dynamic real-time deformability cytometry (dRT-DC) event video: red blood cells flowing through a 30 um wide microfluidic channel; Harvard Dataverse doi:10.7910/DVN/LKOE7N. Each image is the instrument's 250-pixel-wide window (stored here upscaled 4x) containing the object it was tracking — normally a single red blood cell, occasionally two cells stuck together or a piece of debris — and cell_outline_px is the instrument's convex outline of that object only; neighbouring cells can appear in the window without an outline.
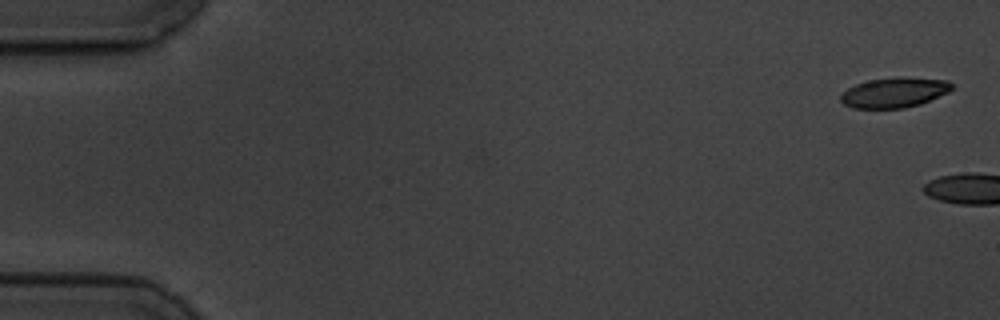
{"species": "common noctule bat (a hibernating species)", "species_latin": "Nyctalus noctula", "temperature_condition": "cold", "stored_images_in_passage": 8, "camera_frame_rate_fps": 3000, "um_per_image_px": 0.085, "animal": {"sex": "male", "body_mass_g": 19.5, "forearm_length_mm": 54.6}, "frame": {"image": 1, "passage_image": 1, "time_ms": 0.0, "image_size_px": [1000, 320], "cell_outline_px": [[956, 88], [948, 92], [920, 104], [904, 108], [852, 108], [844, 104], [840, 100], [840, 96], [848, 88], [856, 84], [872, 80], [896, 76], [904, 76], [948, 80]], "centroid_in_image_um": [76.06, 7.85], "position_along_channel_um": 8.9, "area_um2": 19.59}}
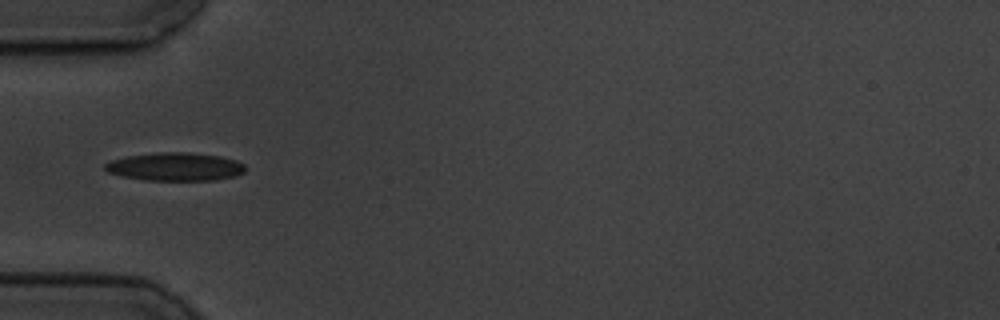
{"frame": {"image": 2, "passage_image": 7, "time_ms": 7.0, "image_size_px": [1000, 320], "cell_outline_px": [[244, 172], [232, 176], [216, 180], [144, 180], [124, 176], [108, 172], [104, 168], [104, 164], [112, 160], [124, 156], [160, 152], [188, 152], [220, 156], [236, 160], [244, 164]], "centroid_in_image_um": [14.87, 14.16], "position_along_channel_um": 70.1, "area_um2": 22.95}}
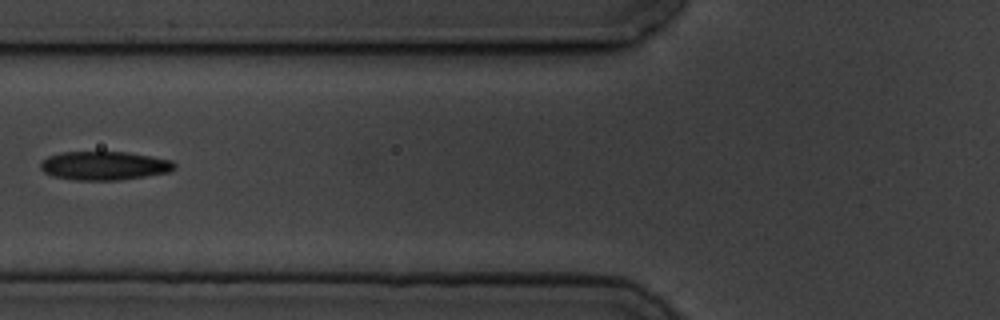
{"frame": {"image": 3, "passage_image": 8, "time_ms": 8.333, "image_size_px": [1000, 320], "cell_outline_px": [[176, 168], [168, 172], [120, 180], [72, 180], [52, 176], [44, 172], [40, 168], [40, 164], [48, 156], [60, 152], [128, 152], [172, 160], [176, 164]], "centroid_in_image_um": [8.85, 14.08], "position_along_channel_um": 116.9, "area_um2": 22.43}}